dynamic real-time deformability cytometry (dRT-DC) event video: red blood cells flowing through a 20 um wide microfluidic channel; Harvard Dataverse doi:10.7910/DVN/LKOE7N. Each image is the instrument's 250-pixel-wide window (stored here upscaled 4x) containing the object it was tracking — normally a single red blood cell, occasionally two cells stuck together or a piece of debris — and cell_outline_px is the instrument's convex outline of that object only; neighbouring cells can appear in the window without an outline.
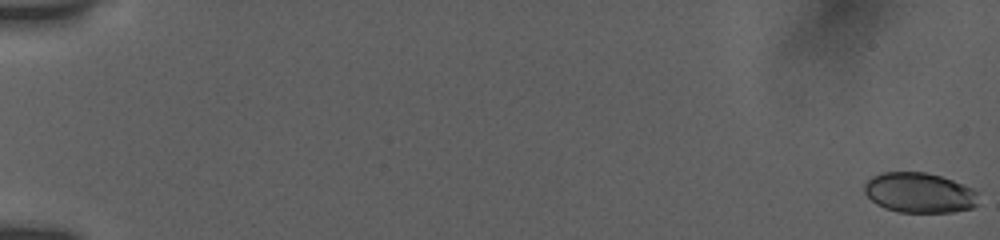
{"species": "human", "species_latin": "Homo sapiens", "temperature_condition": "room temperature", "stored_images_in_passage": 56, "camera_frame_rate_fps": 3000, "um_per_image_px": 0.085, "donor": {"sex": "female"}, "frame": {"image": 1, "passage_image": 1, "time_ms": 0.0, "image_size_px": [1000, 240], "cell_outline_px": [[980, 204], [972, 208], [952, 212], [900, 212], [884, 208], [876, 204], [864, 192], [864, 184], [872, 176], [884, 172], [924, 172], [940, 176], [952, 180], [972, 188], [980, 192]], "centroid_in_image_um": [78.2, 16.39], "position_along_channel_um": 6.8, "area_um2": 26.93}}
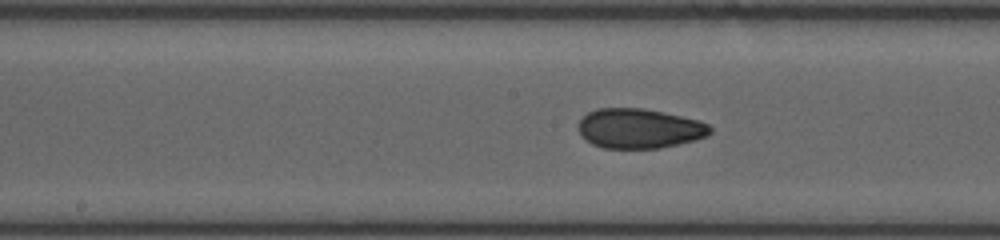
{"frame": {"image": 2, "passage_image": 31, "time_ms": 10.0, "image_size_px": [1000, 240], "cell_outline_px": [[712, 132], [708, 136], [696, 140], [660, 148], [604, 148], [592, 144], [584, 140], [580, 136], [580, 120], [588, 112], [596, 108], [644, 108], [680, 116], [696, 120], [708, 124], [712, 128]], "centroid_in_image_um": [54.34, 10.93], "position_along_channel_um": 193.9, "area_um2": 30.52}}
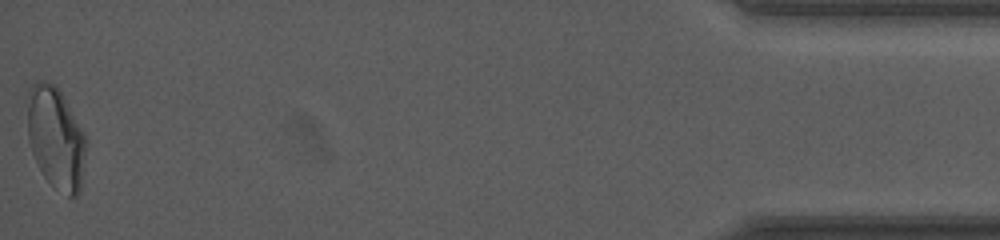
{"frame": {"image": 3, "passage_image": 56, "time_ms": 18.333, "image_size_px": [1000, 240], "cell_outline_px": [[88, 144], [80, 192], [76, 196], [68, 196], [52, 184], [44, 176], [36, 164], [28, 140], [24, 100], [28, 88], [36, 80], [44, 80], [56, 84], [64, 96], [84, 132], [88, 140]], "centroid_in_image_um": [4.72, 11.64], "position_along_channel_um": 430.5, "area_um2": 36.18}, "authors_computed_cell_mechanics": {"area_um2": 30.1138, "velocity_mm_per_s": 3.8392, "shape_relaxation_time_tau1_ms": 8.7073, "shape_relaxation_time_tau2_ms": 1.2745, "deformation_change_tau1": 0.1711, "deformation_change_tau2": 0.0592}}